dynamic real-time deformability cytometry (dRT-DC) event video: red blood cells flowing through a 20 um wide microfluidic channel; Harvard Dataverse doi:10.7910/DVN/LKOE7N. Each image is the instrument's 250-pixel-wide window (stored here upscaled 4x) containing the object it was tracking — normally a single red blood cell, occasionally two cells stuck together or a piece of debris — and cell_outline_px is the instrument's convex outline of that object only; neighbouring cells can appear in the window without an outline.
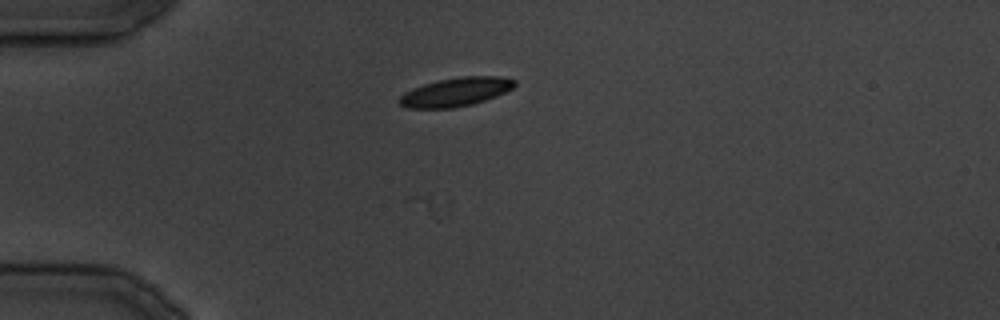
{"species": "common noctule bat (a hibernating species)", "species_latin": "Nyctalus noctula", "temperature_condition": "cold", "stored_images_in_passage": 12, "camera_frame_rate_fps": 3000, "um_per_image_px": 0.085, "animal": {"sex": "male", "body_mass_g": 19.5, "forearm_length_mm": 54.6}, "frame": {"image": 1, "passage_image": 1, "time_ms": 0.0, "image_size_px": [1000, 320], "cell_outline_px": [[516, 84], [512, 88], [496, 96], [472, 104], [456, 108], [408, 108], [400, 104], [400, 96], [404, 92], [412, 88], [424, 84], [440, 80], [460, 76], [504, 76], [516, 80]], "centroid_in_image_um": [38.76, 7.81], "position_along_channel_um": 46.2, "area_um2": 19.25}}
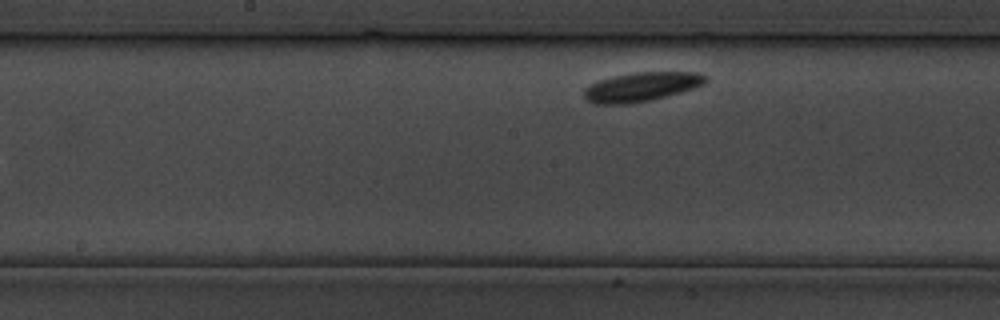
{"frame": {"image": 2, "passage_image": 12, "time_ms": 14.667, "image_size_px": [1000, 320], "cell_outline_px": [[708, 80], [704, 84], [680, 92], [652, 100], [628, 104], [592, 104], [584, 96], [584, 88], [588, 84], [600, 80], [632, 72], [700, 72], [708, 76]], "centroid_in_image_um": [54.52, 7.38], "position_along_channel_um": 193.7, "area_um2": 20.75}}